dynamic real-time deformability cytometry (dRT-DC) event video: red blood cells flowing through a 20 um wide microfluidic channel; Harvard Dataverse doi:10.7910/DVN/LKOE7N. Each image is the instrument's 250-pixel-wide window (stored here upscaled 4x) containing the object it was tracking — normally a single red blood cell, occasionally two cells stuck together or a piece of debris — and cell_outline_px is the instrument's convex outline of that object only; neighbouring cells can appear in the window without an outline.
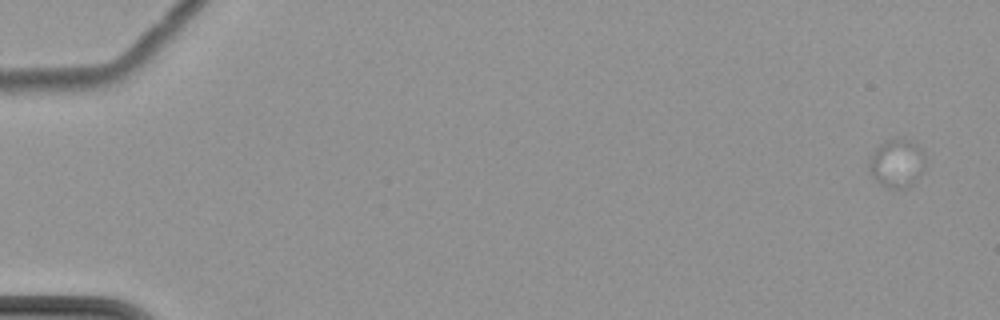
{"species": "common noctule bat (a hibernating species)", "species_latin": "Nyctalus noctula", "temperature_condition": "cold", "stored_images_in_passage": 11, "camera_frame_rate_fps": 3000, "um_per_image_px": 0.085, "animal": {"sex": "female", "body_mass_g": 22.7, "forearm_length_mm": 54.2}, "frame": {"image": 1, "passage_image": 1, "time_ms": 0.0, "image_size_px": [1000, 320], "cell_outline_px": [[924, 172], [908, 188], [888, 188], [880, 184], [868, 172], [868, 156], [884, 140], [912, 140], [924, 152]], "centroid_in_image_um": [76.21, 13.9], "position_along_channel_um": 8.8, "area_um2": 16.07}}